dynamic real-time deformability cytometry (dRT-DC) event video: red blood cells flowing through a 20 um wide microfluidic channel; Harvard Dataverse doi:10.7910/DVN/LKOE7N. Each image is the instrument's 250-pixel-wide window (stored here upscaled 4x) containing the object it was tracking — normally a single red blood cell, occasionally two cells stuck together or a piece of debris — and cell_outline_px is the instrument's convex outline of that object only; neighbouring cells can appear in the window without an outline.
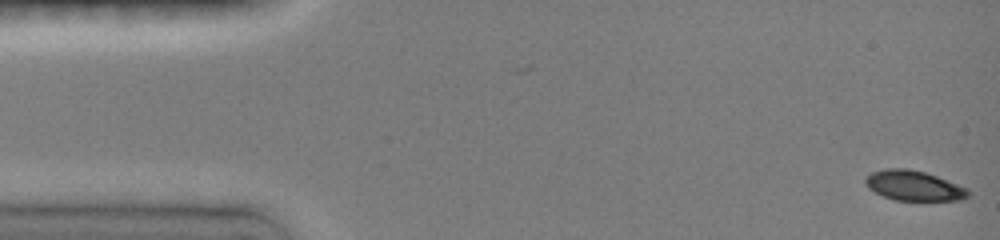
{"species": "common noctule bat (a hibernating species)", "species_latin": "Nyctalus noctula", "temperature_condition": "room temperature", "stored_images_in_passage": 32, "camera_frame_rate_fps": 3000, "um_per_image_px": 0.085, "animal": {"sex": "female", "body_mass_g": 19.0, "forearm_length_mm": 51.5}, "frame": {"image": 1, "passage_image": 1, "time_ms": 0.0, "image_size_px": [1000, 240], "cell_outline_px": [[972, 192], [968, 196], [960, 200], [896, 200], [884, 196], [868, 188], [864, 180], [872, 172], [884, 168], [908, 168], [924, 172], [936, 176], [968, 188]], "centroid_in_image_um": [77.69, 15.77], "position_along_channel_um": 7.3, "area_um2": 17.86}}
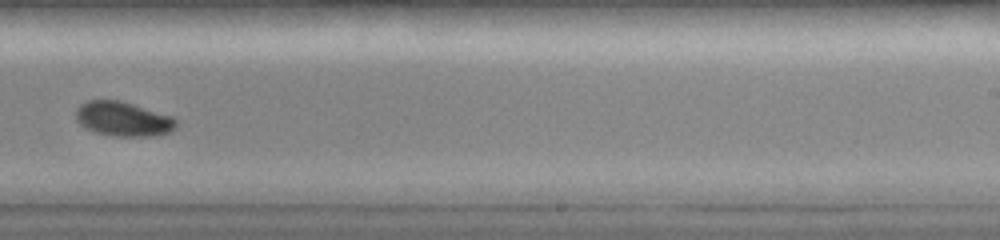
{"frame": {"image": 2, "passage_image": 22, "time_ms": 9.667, "image_size_px": [1000, 240], "cell_outline_px": [[176, 128], [168, 132], [152, 136], [112, 136], [96, 132], [80, 124], [76, 120], [76, 108], [80, 104], [88, 100], [120, 100], [172, 116], [176, 120]], "centroid_in_image_um": [10.45, 10.1], "position_along_channel_um": 278.5, "area_um2": 20.06}}
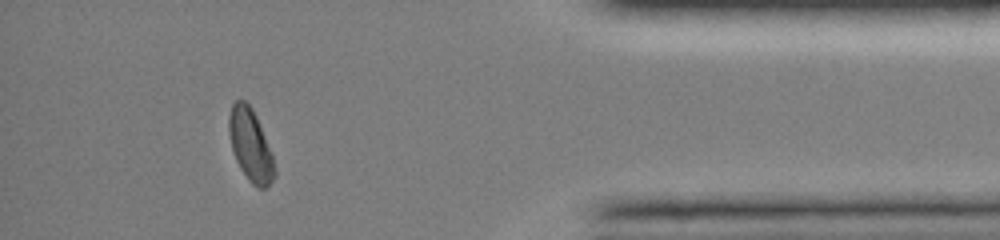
{"frame": {"image": 3, "passage_image": 29, "time_ms": 13.667, "image_size_px": [1000, 240], "cell_outline_px": [[276, 172], [272, 180], [264, 188], [260, 188], [252, 184], [248, 180], [240, 168], [236, 160], [232, 148], [228, 132], [228, 116], [232, 104], [236, 100], [244, 100], [252, 108], [256, 116], [272, 156], [276, 168]], "centroid_in_image_um": [21.26, 12.33], "position_along_channel_um": 413.9, "area_um2": 18.9}, "authors_computed_cell_mechanics": {"area_um2": 19.5364, "velocity_mm_per_s": 4.0717, "shape_relaxation_time_tau1_ms": 3.4473, "shape_relaxation_time_tau2_ms": null, "deformation_change_tau1": 0.0952, "deformation_change_tau2": null}}